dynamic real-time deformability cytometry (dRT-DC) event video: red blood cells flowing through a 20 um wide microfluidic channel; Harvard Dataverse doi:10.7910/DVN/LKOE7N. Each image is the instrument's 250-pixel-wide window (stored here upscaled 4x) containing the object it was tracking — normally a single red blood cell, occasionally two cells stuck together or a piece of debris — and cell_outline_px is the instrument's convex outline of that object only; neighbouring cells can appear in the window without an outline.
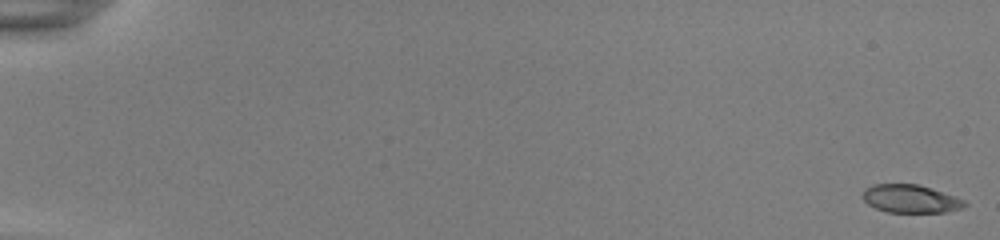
{"species": "common noctule bat (a hibernating species)", "species_latin": "Nyctalus noctula", "temperature_condition": "room temperature", "stored_images_in_passage": 54, "camera_frame_rate_fps": 3000, "um_per_image_px": 0.085, "animal": {"sex": "female", "body_mass_g": 22.0, "forearm_length_mm": 56.7}, "frame": {"image": 1, "passage_image": 1, "time_ms": 0.0, "image_size_px": [1000, 240], "cell_outline_px": [[968, 204], [960, 208], [944, 212], [888, 212], [876, 208], [868, 204], [864, 200], [864, 188], [872, 184], [920, 184], [964, 200]], "centroid_in_image_um": [77.37, 16.89], "position_along_channel_um": 7.6, "area_um2": 16.47}}
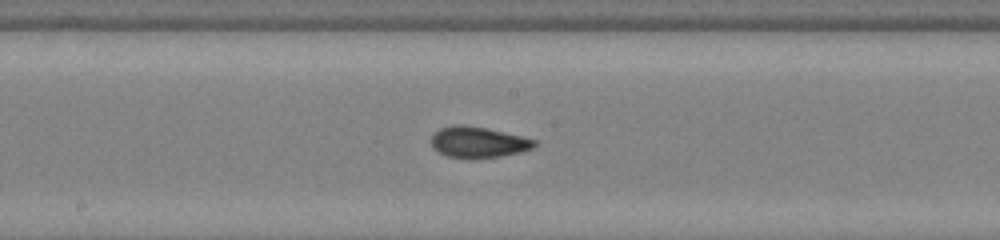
{"frame": {"image": 2, "passage_image": 31, "time_ms": 10.0, "image_size_px": [1000, 240], "cell_outline_px": [[536, 144], [532, 148], [520, 152], [500, 156], [472, 160], [448, 156], [436, 152], [432, 148], [432, 136], [440, 128], [452, 124], [464, 124], [484, 128], [520, 136], [536, 140]], "centroid_in_image_um": [40.59, 12.1], "position_along_channel_um": 207.6, "area_um2": 18.73}}
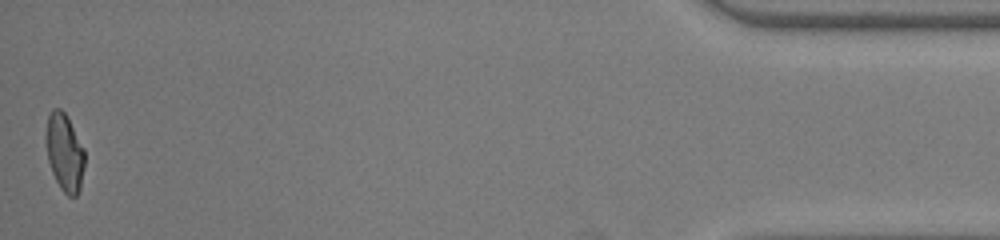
{"frame": {"image": 3, "passage_image": 54, "time_ms": 17.667, "image_size_px": [1000, 240], "cell_outline_px": [[84, 168], [80, 188], [76, 196], [68, 196], [60, 188], [52, 172], [48, 160], [44, 136], [48, 116], [52, 108], [60, 108], [64, 112], [84, 148]], "centroid_in_image_um": [5.47, 12.95], "position_along_channel_um": 429.7, "area_um2": 17.51}, "authors_computed_cell_mechanics": {"area_um2": 17.6579, "velocity_mm_per_s": 3.8872, "shape_relaxation_time_tau1_ms": 5.1046, "shape_relaxation_time_tau2_ms": 0.8334, "deformation_change_tau1": 0.1988, "deformation_change_tau2": 0.0641}}